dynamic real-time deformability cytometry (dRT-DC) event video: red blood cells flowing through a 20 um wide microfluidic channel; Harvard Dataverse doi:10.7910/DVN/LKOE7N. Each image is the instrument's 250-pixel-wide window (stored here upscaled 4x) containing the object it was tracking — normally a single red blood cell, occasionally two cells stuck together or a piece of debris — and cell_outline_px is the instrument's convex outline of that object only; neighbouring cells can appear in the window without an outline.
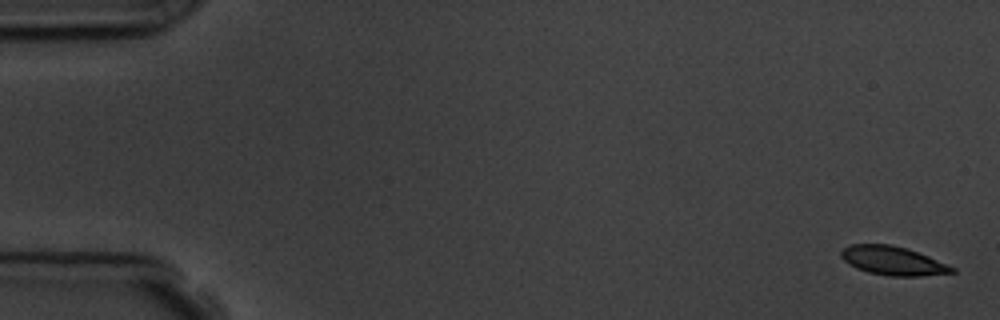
{"species": "common noctule bat (a hibernating species)", "species_latin": "Nyctalus noctula", "temperature_condition": "room temperature", "stored_images_in_passage": 6, "camera_frame_rate_fps": 3000, "um_per_image_px": 0.085, "animal": {"sex": "male", "body_mass_g": 19.5, "forearm_length_mm": 54.6}, "frame": {"image": 1, "passage_image": 1, "time_ms": 0.0, "image_size_px": [1000, 320], "cell_outline_px": [[956, 272], [920, 276], [888, 276], [868, 272], [856, 268], [848, 264], [840, 256], [840, 252], [844, 248], [852, 244], [892, 244], [908, 248], [928, 256], [956, 268]], "centroid_in_image_um": [75.89, 22.16], "position_along_channel_um": 9.1, "area_um2": 18.67}}
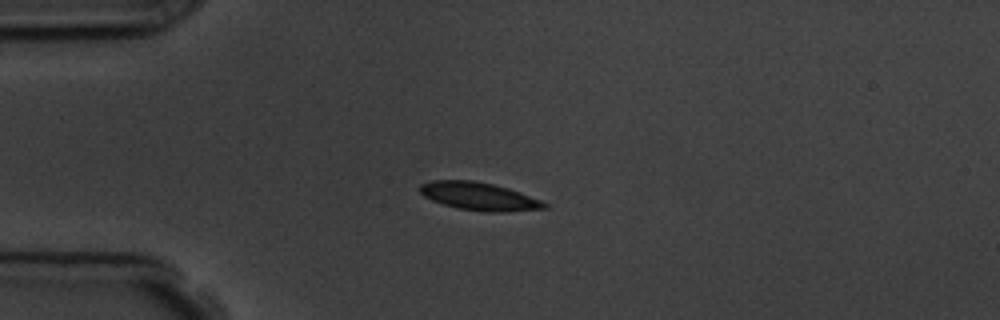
{"frame": {"image": 2, "passage_image": 4, "time_ms": 4.333, "image_size_px": [1000, 320], "cell_outline_px": [[548, 208], [504, 212], [484, 212], [456, 208], [432, 200], [424, 196], [420, 192], [420, 184], [432, 180], [472, 180], [492, 184], [508, 188], [520, 192], [540, 200], [548, 204]], "centroid_in_image_um": [40.72, 16.69], "position_along_channel_um": 44.3, "area_um2": 20.23}}